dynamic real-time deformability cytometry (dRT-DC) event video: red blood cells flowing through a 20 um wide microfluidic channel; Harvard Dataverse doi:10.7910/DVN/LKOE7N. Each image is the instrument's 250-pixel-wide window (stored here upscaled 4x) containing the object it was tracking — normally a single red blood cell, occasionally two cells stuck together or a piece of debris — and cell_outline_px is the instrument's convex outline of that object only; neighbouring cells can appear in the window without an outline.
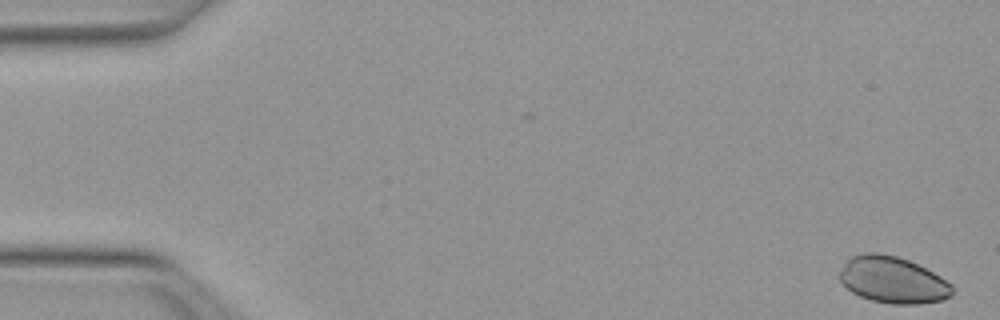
{"species": "Egyptian fruit bat (a non-hibernating species)", "species_latin": "Rousettus aegyptiacus", "temperature_condition": "warm", "stored_images_in_passage": 14, "camera_frame_rate_fps": 3000, "um_per_image_px": 0.085, "animal": {"sex": "female"}, "frame": {"image": 1, "passage_image": 1, "time_ms": 0.0, "image_size_px": [1000, 320], "cell_outline_px": [[956, 292], [952, 296], [944, 300], [920, 304], [892, 304], [872, 300], [860, 296], [852, 292], [840, 280], [840, 272], [844, 264], [852, 256], [864, 252], [876, 252], [896, 256], [908, 260], [940, 276], [952, 284]], "centroid_in_image_um": [75.93, 23.81], "position_along_channel_um": 9.1, "area_um2": 30.58}}
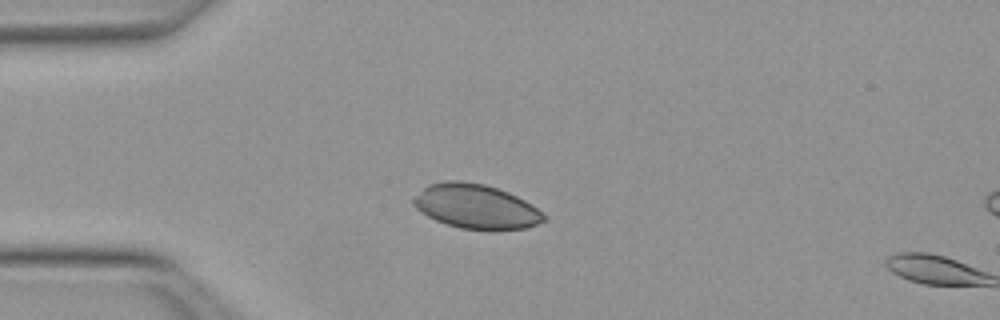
{"frame": {"image": 2, "passage_image": 13, "time_ms": 4.0, "image_size_px": [1000, 320], "cell_outline_px": [[548, 220], [528, 228], [496, 232], [488, 232], [460, 228], [436, 220], [420, 212], [412, 204], [412, 200], [428, 184], [444, 180], [460, 180], [484, 184], [508, 192], [524, 200], [544, 212], [548, 216]], "centroid_in_image_um": [40.52, 17.59], "position_along_channel_um": 44.5, "area_um2": 34.51}}